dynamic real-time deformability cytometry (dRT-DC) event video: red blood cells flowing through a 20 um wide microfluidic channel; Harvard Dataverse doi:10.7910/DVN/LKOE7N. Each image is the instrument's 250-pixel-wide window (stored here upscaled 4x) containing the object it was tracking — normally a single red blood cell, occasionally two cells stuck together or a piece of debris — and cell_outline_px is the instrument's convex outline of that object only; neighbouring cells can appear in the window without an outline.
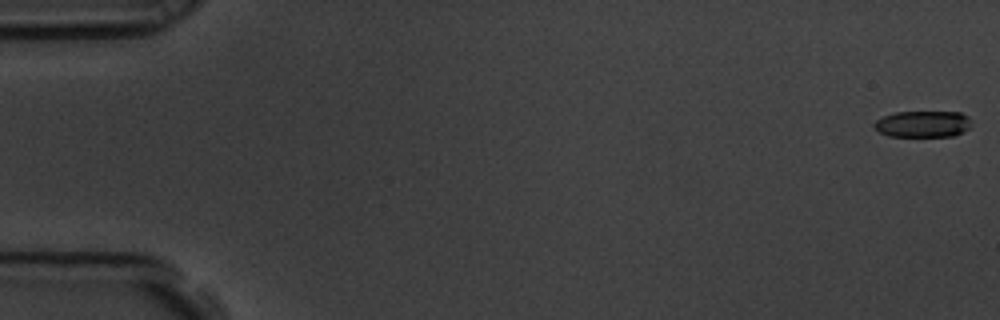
{"species": "common noctule bat (a hibernating species)", "species_latin": "Nyctalus noctula", "temperature_condition": "room temperature", "stored_images_in_passage": 10, "camera_frame_rate_fps": 3000, "um_per_image_px": 0.085, "animal": {"sex": "male", "body_mass_g": 19.5, "forearm_length_mm": 54.6}, "frame": {"image": 1, "passage_image": 1, "time_ms": 0.0, "image_size_px": [1000, 320], "cell_outline_px": [[968, 128], [952, 136], [888, 136], [872, 128], [872, 124], [876, 120], [884, 116], [896, 112], [960, 112], [968, 116]], "centroid_in_image_um": [78.36, 10.54], "position_along_channel_um": 6.6, "area_um2": 14.8}}